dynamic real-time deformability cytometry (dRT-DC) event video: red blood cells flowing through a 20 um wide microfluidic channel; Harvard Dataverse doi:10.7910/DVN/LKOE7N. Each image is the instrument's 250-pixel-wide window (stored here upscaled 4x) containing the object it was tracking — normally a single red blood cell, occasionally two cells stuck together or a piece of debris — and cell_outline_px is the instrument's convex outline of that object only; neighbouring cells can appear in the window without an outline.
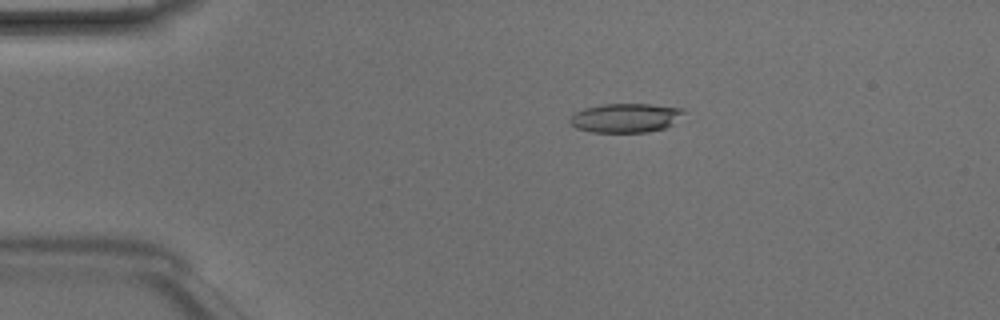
{"species": "Egyptian fruit bat (a non-hibernating species)", "species_latin": "Rousettus aegyptiacus", "temperature_condition": "room temperature", "stored_images_in_passage": 49, "camera_frame_rate_fps": 3000, "um_per_image_px": 0.085, "animal": {"sex": "male"}, "frame": {"image": 1, "passage_image": 10, "time_ms": 3.0, "image_size_px": [1000, 320], "cell_outline_px": [[684, 112], [672, 124], [664, 128], [648, 132], [592, 132], [576, 128], [568, 120], [576, 112], [584, 108], [604, 104], [652, 104], [684, 108]], "centroid_in_image_um": [53.17, 10.01], "position_along_channel_um": 31.8, "area_um2": 19.19}}
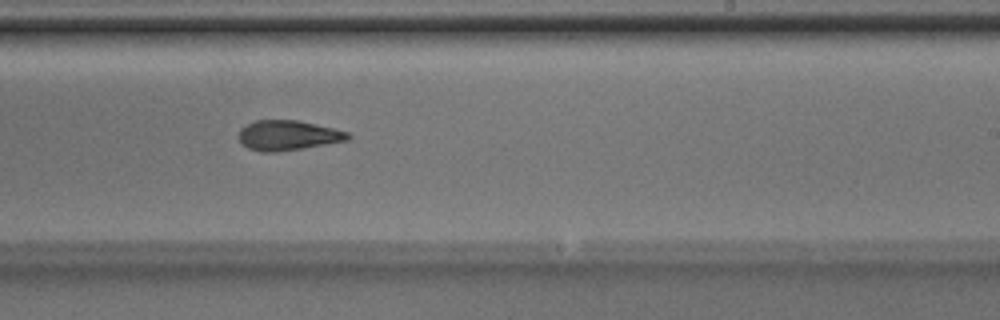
{"frame": {"image": 2, "passage_image": 30, "time_ms": 9.667, "image_size_px": [1000, 320], "cell_outline_px": [[352, 136], [348, 140], [276, 152], [264, 152], [248, 148], [240, 140], [240, 128], [256, 120], [296, 120], [332, 128], [348, 132]], "centroid_in_image_um": [24.48, 11.5], "position_along_channel_um": 264.5, "area_um2": 18.61}}
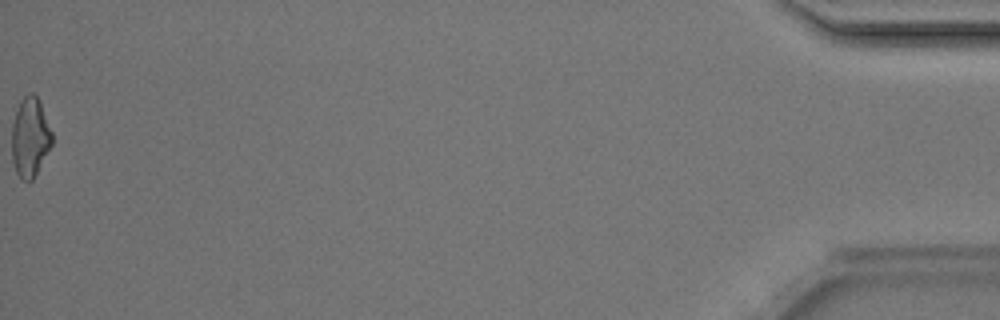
{"frame": {"image": 3, "passage_image": 49, "time_ms": 16.0, "image_size_px": [1000, 320], "cell_outline_px": [[52, 144], [32, 180], [24, 180], [16, 172], [12, 160], [12, 124], [20, 100], [28, 92], [32, 92], [40, 100], [52, 132]], "centroid_in_image_um": [2.56, 11.62], "position_along_channel_um": 432.6, "area_um2": 18.5}, "authors_computed_cell_mechanics": {"area_um2": 19.2474, "velocity_mm_per_s": 4.2357, "shape_relaxation_time_tau1_ms": null, "shape_relaxation_time_tau2_ms": 2.8894, "deformation_change_tau1": null, "deformation_change_tau2": 0.1121}}